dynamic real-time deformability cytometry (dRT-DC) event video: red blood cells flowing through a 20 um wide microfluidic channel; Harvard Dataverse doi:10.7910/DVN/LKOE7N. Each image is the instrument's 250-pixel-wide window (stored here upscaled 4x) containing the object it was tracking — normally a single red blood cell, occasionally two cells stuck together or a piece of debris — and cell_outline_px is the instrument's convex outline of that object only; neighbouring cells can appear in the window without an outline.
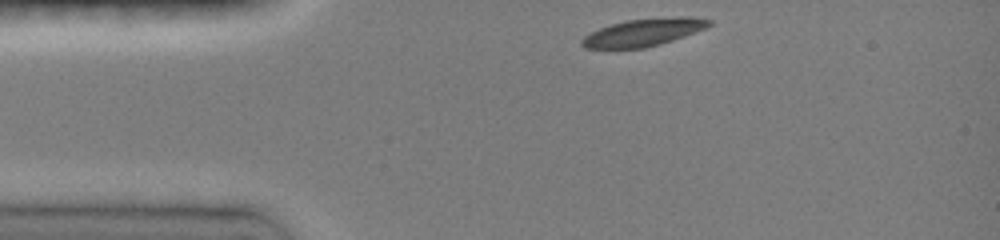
{"species": "common noctule bat (a hibernating species)", "species_latin": "Nyctalus noctula", "temperature_condition": "room temperature", "stored_images_in_passage": 4, "camera_frame_rate_fps": 3000, "um_per_image_px": 0.085, "animal": {"sex": "female", "body_mass_g": 19.0, "forearm_length_mm": 51.5}, "frame": {"image": 1, "passage_image": 1, "time_ms": 0.0, "image_size_px": [1000, 240], "cell_outline_px": [[712, 24], [704, 28], [684, 36], [660, 44], [644, 48], [584, 48], [580, 44], [580, 40], [584, 36], [600, 28], [612, 24], [628, 20], [680, 16], [692, 16], [712, 20]], "centroid_in_image_um": [54.7, 2.75], "position_along_channel_um": 30.3, "area_um2": 20.17}}